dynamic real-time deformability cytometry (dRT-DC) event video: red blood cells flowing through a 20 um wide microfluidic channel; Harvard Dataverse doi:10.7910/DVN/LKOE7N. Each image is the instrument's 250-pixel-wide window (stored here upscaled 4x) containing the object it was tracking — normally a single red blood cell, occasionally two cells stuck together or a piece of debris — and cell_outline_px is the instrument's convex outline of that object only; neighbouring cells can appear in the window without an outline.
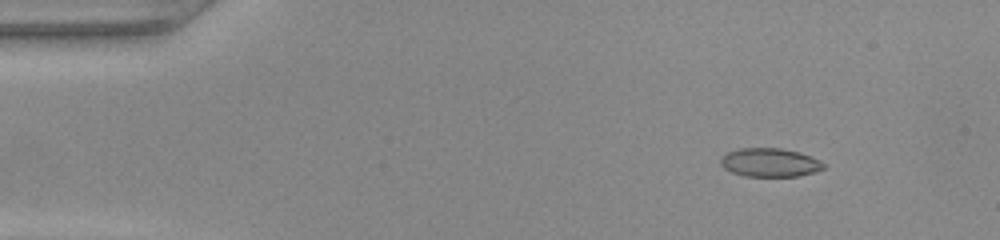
{"species": "common noctule bat (a hibernating species)", "species_latin": "Nyctalus noctula", "temperature_condition": "warm", "stored_images_in_passage": 49, "camera_frame_rate_fps": 3000, "um_per_image_px": 0.085, "animal": {"sex": "female", "body_mass_g": 22.0, "forearm_length_mm": 56.7}, "frame": {"image": 1, "passage_image": 6, "time_ms": 1.667, "image_size_px": [1000, 240], "cell_outline_px": [[824, 168], [816, 172], [800, 176], [744, 176], [732, 172], [724, 168], [720, 164], [720, 160], [728, 152], [740, 148], [780, 148], [800, 152], [820, 160], [824, 164]], "centroid_in_image_um": [65.46, 13.81], "position_along_channel_um": 19.5, "area_um2": 17.17}}
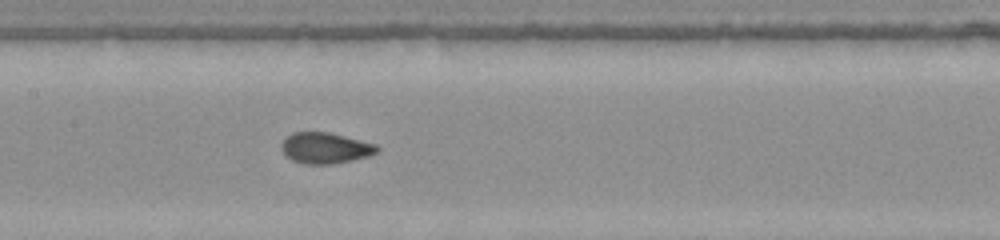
{"frame": {"image": 2, "passage_image": 24, "time_ms": 7.667, "image_size_px": [1000, 240], "cell_outline_px": [[380, 152], [368, 156], [352, 160], [332, 164], [304, 164], [292, 160], [280, 148], [280, 144], [292, 132], [328, 132], [376, 144], [380, 148]], "centroid_in_image_um": [27.67, 12.58], "position_along_channel_um": 179.7, "area_um2": 17.22}}
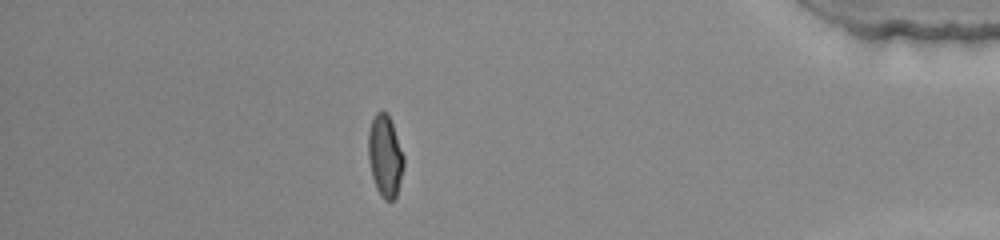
{"frame": {"image": 3, "passage_image": 43, "time_ms": 14.0, "image_size_px": [1000, 240], "cell_outline_px": [[404, 168], [396, 196], [392, 200], [384, 200], [380, 196], [376, 188], [372, 176], [368, 156], [368, 132], [372, 120], [376, 112], [384, 112], [388, 116], [392, 124], [404, 156]], "centroid_in_image_um": [32.73, 13.3], "position_along_channel_um": 402.5, "area_um2": 16.76}}